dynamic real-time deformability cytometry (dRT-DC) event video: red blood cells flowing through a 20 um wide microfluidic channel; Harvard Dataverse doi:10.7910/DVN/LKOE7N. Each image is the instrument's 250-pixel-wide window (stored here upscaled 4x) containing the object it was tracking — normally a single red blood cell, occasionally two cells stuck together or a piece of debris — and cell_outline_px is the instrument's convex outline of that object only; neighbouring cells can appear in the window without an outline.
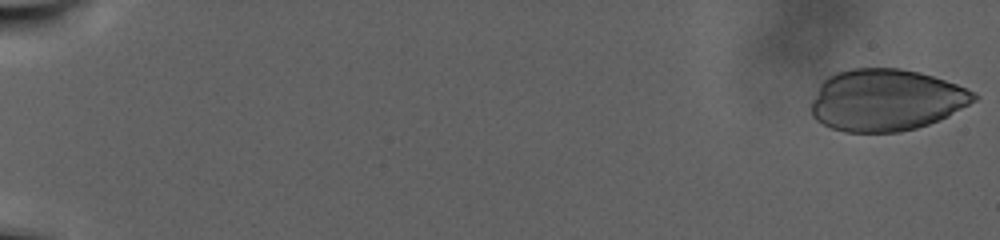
{"species": "human", "species_latin": "Homo sapiens", "temperature_condition": "warm", "stored_images_in_passage": 106, "camera_frame_rate_fps": 3000, "um_per_image_px": 0.085, "donor": {"sex": "male"}, "frame": {"image": 1, "passage_image": 1, "time_ms": 0.0, "image_size_px": [1000, 240], "cell_outline_px": [[980, 96], [976, 100], [948, 116], [940, 120], [916, 128], [900, 132], [844, 132], [832, 128], [816, 120], [812, 116], [812, 100], [820, 84], [828, 76], [836, 72], [852, 68], [900, 68], [920, 72], [956, 84], [976, 92]], "centroid_in_image_um": [75.32, 8.5], "position_along_channel_um": 9.7, "area_um2": 58.72}}
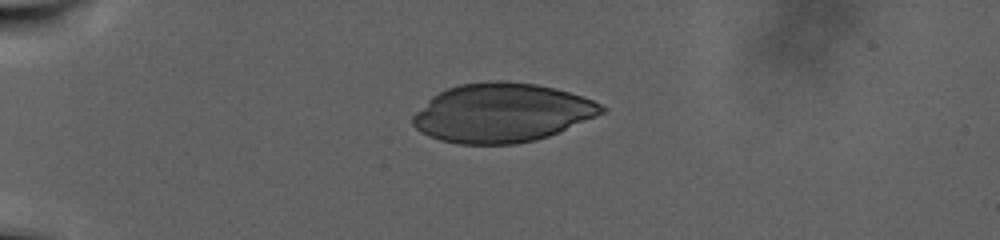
{"frame": {"image": 2, "passage_image": 29, "time_ms": 9.333, "image_size_px": [1000, 240], "cell_outline_px": [[608, 108], [604, 112], [596, 116], [548, 136], [536, 140], [516, 144], [460, 144], [440, 140], [420, 132], [412, 124], [412, 116], [432, 96], [448, 88], [460, 84], [488, 80], [504, 80], [536, 84], [556, 88], [592, 100]], "centroid_in_image_um": [42.64, 9.58], "position_along_channel_um": 42.4, "area_um2": 64.68}}